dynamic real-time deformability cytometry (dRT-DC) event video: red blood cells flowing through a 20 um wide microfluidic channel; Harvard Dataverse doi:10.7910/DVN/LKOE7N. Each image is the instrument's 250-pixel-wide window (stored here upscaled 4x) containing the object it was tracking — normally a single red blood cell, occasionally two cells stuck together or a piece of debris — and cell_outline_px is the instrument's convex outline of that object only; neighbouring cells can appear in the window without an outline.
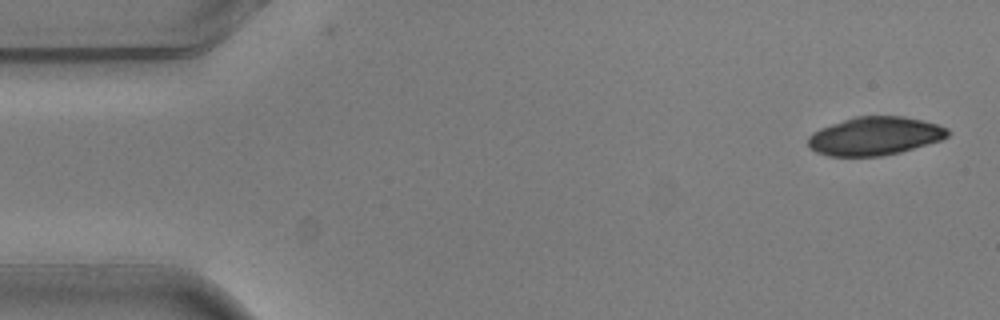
{"species": "common noctule bat (a hibernating species)", "species_latin": "Nyctalus noctula", "temperature_condition": "warm", "stored_images_in_passage": 7, "camera_frame_rate_fps": 3000, "um_per_image_px": 0.085, "animal": {"sex": "male", "body_mass_g": 20.5, "forearm_length_mm": 52.5}, "frame": {"image": 1, "passage_image": 1, "time_ms": 0.0, "image_size_px": [1000, 320], "cell_outline_px": [[952, 132], [948, 136], [940, 140], [900, 152], [880, 156], [828, 156], [816, 152], [808, 144], [808, 136], [812, 132], [820, 128], [856, 116], [904, 116], [936, 124], [948, 128]], "centroid_in_image_um": [74.36, 11.56], "position_along_channel_um": 10.6, "area_um2": 31.04}}